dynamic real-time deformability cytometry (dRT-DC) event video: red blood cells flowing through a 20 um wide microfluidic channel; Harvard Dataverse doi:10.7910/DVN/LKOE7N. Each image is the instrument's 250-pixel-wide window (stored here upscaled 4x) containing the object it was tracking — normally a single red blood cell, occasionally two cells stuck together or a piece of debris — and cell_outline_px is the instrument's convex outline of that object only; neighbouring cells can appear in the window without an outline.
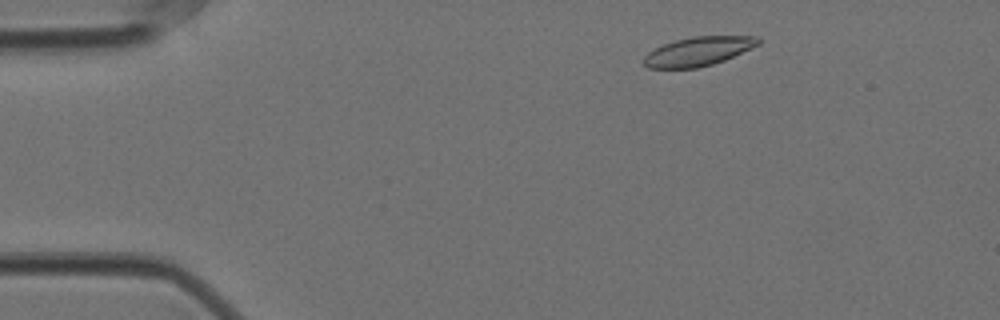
{"species": "Egyptian fruit bat (a non-hibernating species)", "species_latin": "Rousettus aegyptiacus", "temperature_condition": "cold", "stored_images_in_passage": 54, "camera_frame_rate_fps": 3000, "um_per_image_px": 0.085, "animal": {"sex": "female"}, "frame": {"image": 1, "passage_image": 5, "time_ms": 1.333, "image_size_px": [1000, 320], "cell_outline_px": [[760, 44], [724, 60], [712, 64], [696, 68], [648, 68], [644, 64], [644, 56], [648, 52], [664, 44], [676, 40], [692, 36], [760, 36]], "centroid_in_image_um": [59.36, 4.36], "position_along_channel_um": 25.6, "area_um2": 19.19}}
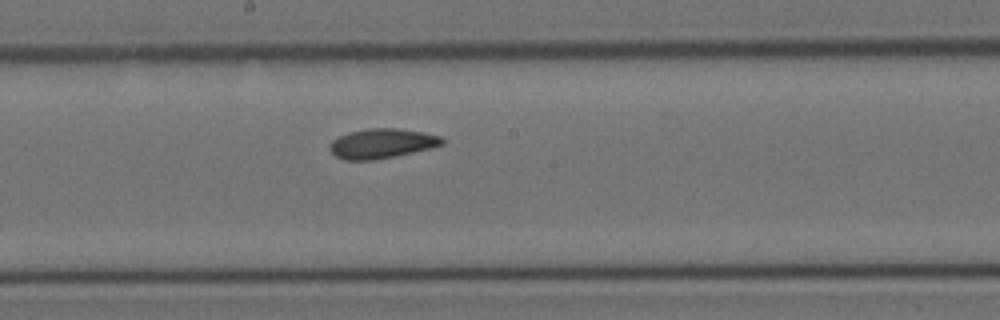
{"frame": {"image": 2, "passage_image": 27, "time_ms": 8.667, "image_size_px": [1000, 320], "cell_outline_px": [[444, 144], [412, 152], [372, 160], [344, 160], [336, 156], [328, 148], [328, 144], [332, 140], [348, 132], [368, 128], [396, 128], [424, 132], [440, 136], [444, 140]], "centroid_in_image_um": [32.41, 12.18], "position_along_channel_um": 215.8, "area_um2": 19.31}}
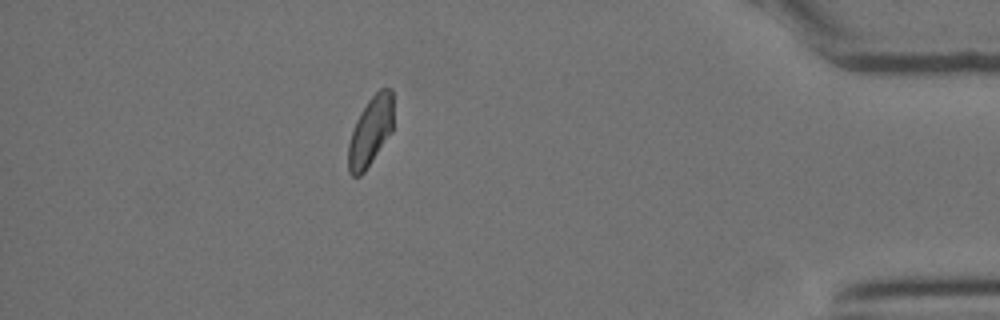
{"frame": {"image": 3, "passage_image": 47, "time_ms": 15.333, "image_size_px": [1000, 320], "cell_outline_px": [[392, 132], [364, 172], [360, 176], [352, 176], [348, 172], [348, 144], [356, 120], [360, 112], [368, 100], [380, 88], [392, 88]], "centroid_in_image_um": [31.48, 11.17], "position_along_channel_um": 403.7, "area_um2": 18.09}, "authors_computed_cell_mechanics": {"area_um2": 19.3052, "velocity_mm_per_s": 3.5046, "shape_relaxation_time_tau1_ms": 11.1491, "shape_relaxation_time_tau2_ms": 3.2928, "deformation_change_tau1": 0.1902, "deformation_change_tau2": 0.0814}}